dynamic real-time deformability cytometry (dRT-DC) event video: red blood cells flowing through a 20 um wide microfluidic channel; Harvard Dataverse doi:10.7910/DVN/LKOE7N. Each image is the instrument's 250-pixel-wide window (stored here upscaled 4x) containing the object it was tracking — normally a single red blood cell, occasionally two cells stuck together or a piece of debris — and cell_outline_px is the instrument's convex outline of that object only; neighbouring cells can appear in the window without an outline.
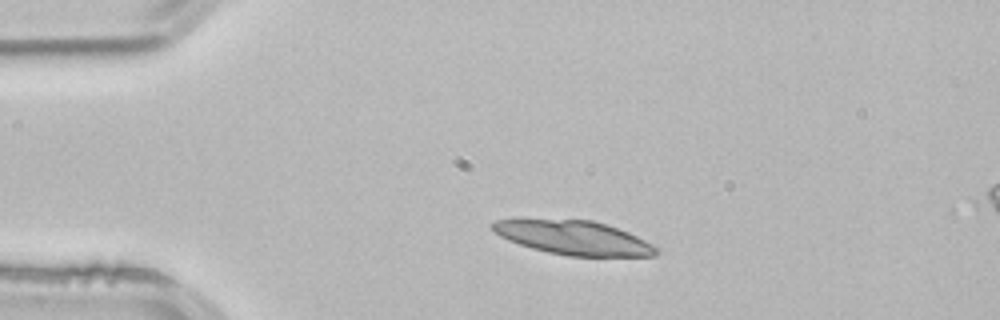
{"species": "common noctule bat (a hibernating species)", "species_latin": "Nyctalus noctula", "temperature_condition": "room temperature", "stored_images_in_passage": 2, "camera_frame_rate_fps": 3000, "um_per_image_px": 0.085, "animal": {"sex": "male", "body_mass_g": 21.5, "forearm_length_mm": 52.0}, "frame": {"image": 1, "passage_image": 1, "time_ms": 0.0, "image_size_px": [1000, 320], "cell_outline_px": [[660, 248], [656, 256], [568, 256], [548, 252], [532, 248], [508, 240], [500, 236], [488, 224], [496, 220], [516, 216], [524, 216], [592, 220], [628, 232]], "centroid_in_image_um": [48.64, 20.15], "position_along_channel_um": 36.4, "area_um2": 33.47}}